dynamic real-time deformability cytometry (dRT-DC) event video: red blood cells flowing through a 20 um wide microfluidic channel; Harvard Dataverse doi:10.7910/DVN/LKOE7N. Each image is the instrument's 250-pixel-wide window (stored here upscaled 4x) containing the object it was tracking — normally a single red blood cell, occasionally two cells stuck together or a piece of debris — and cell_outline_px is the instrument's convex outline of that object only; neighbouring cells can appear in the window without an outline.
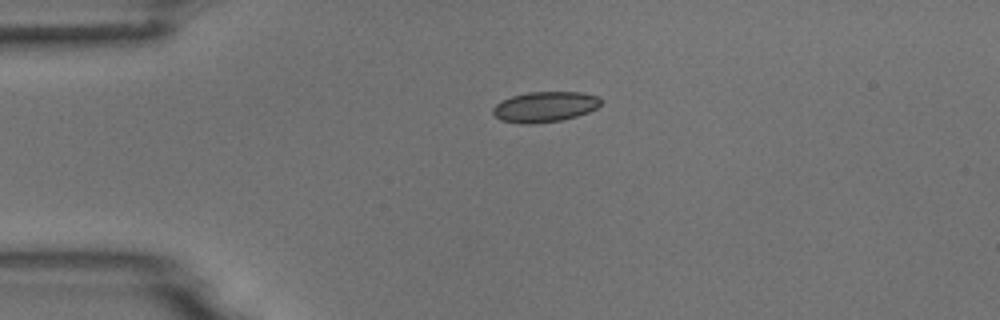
{"species": "common noctule bat (a hibernating species)", "species_latin": "Nyctalus noctula", "temperature_condition": "room temperature", "stored_images_in_passage": 2, "camera_frame_rate_fps": 3000, "um_per_image_px": 0.085, "animal": {"sex": "male", "body_mass_g": 18.8}, "frame": {"image": 1, "passage_image": 1, "time_ms": 0.0, "image_size_px": [1000, 320], "cell_outline_px": [[600, 104], [596, 108], [588, 112], [576, 116], [560, 120], [536, 124], [520, 124], [500, 120], [492, 112], [492, 108], [496, 104], [512, 96], [528, 92], [580, 92], [600, 96]], "centroid_in_image_um": [46.3, 9.08], "position_along_channel_um": 38.7, "area_um2": 19.13}}